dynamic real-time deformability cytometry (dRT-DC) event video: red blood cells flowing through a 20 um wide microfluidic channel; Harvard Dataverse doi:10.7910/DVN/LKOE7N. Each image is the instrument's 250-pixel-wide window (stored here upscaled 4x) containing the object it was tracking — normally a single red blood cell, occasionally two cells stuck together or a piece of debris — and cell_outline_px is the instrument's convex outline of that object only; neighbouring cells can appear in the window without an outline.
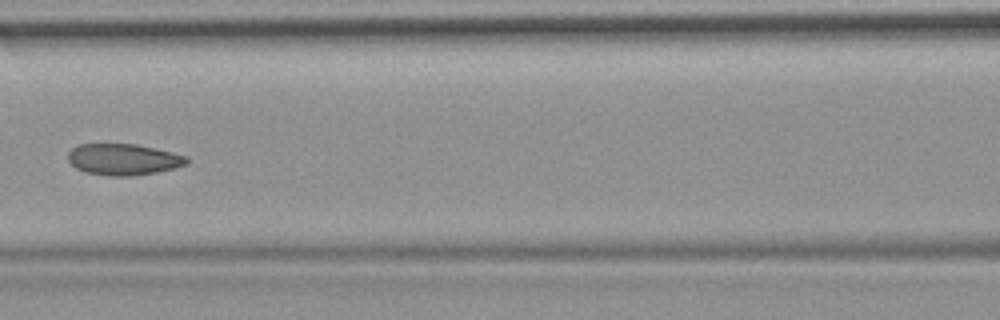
{"species": "common noctule bat (a hibernating species)", "species_latin": "Nyctalus noctula", "temperature_condition": "room temperature", "stored_images_in_passage": 4, "camera_frame_rate_fps": 3000, "um_per_image_px": 0.085, "animal": {"sex": "female", "body_mass_g": 19.9}, "frame": {"image": 1, "passage_image": 4, "time_ms": 3.667, "image_size_px": [1000, 320], "cell_outline_px": [[188, 164], [176, 168], [156, 172], [132, 176], [108, 176], [84, 172], [76, 168], [68, 160], [68, 152], [76, 144], [136, 144], [188, 156]], "centroid_in_image_um": [10.48, 13.55], "position_along_channel_um": 156.1, "area_um2": 21.79}}